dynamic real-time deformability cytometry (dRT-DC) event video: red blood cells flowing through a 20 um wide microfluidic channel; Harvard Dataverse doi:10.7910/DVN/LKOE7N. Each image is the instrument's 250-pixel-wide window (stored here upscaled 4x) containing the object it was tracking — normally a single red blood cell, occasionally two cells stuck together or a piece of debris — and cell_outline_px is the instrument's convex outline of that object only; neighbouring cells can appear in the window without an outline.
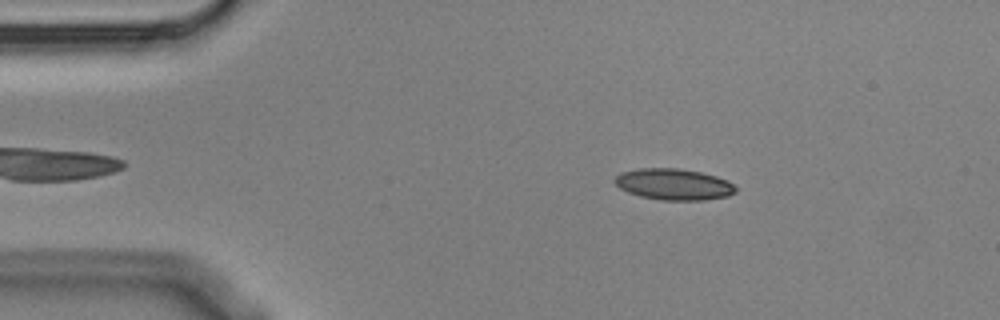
{"species": "Egyptian fruit bat (a non-hibernating species)", "species_latin": "Rousettus aegyptiacus", "temperature_condition": "cold", "stored_images_in_passage": 4, "camera_frame_rate_fps": 3000, "um_per_image_px": 0.085, "animal": {"sex": "male"}, "frame": {"image": 1, "passage_image": 2, "time_ms": 0.333, "image_size_px": [1000, 320], "cell_outline_px": [[736, 192], [728, 196], [704, 200], [660, 200], [640, 196], [628, 192], [620, 188], [612, 180], [620, 172], [640, 168], [680, 168], [700, 172], [716, 176], [728, 180], [736, 188]], "centroid_in_image_um": [57.26, 15.66], "position_along_channel_um": 27.7, "area_um2": 22.14}}
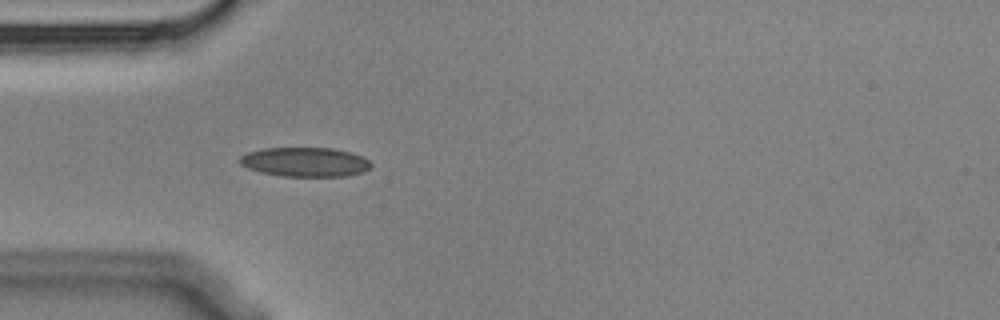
{"frame": {"image": 2, "passage_image": 4, "time_ms": 1.0, "image_size_px": [1000, 320], "cell_outline_px": [[372, 164], [364, 172], [348, 176], [280, 176], [260, 172], [248, 168], [240, 164], [236, 160], [240, 156], [248, 152], [264, 148], [332, 148], [352, 152], [364, 156]], "centroid_in_image_um": [25.93, 13.77], "position_along_channel_um": 59.1, "area_um2": 22.66}}